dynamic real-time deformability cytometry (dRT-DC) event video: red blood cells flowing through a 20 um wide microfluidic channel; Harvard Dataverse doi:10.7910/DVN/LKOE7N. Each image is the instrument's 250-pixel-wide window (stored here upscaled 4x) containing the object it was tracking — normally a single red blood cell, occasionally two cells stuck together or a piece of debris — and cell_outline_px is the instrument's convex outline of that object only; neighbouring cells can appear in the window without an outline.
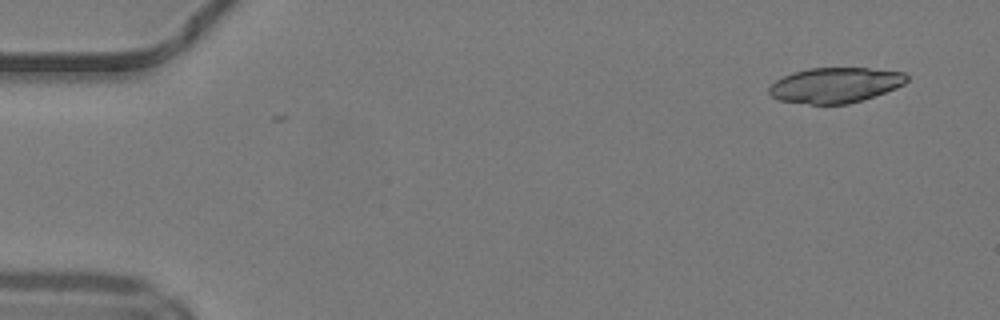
{"species": "common noctule bat (a hibernating species)", "species_latin": "Nyctalus noctula", "temperature_condition": "warm", "stored_images_in_passage": 4, "camera_frame_rate_fps": 3000, "um_per_image_px": 0.085, "animal": {"sex": "male", "body_mass_g": 19.2, "forearm_length_mm": 51.8}, "frame": {"image": 1, "passage_image": 4, "time_ms": 1.0, "image_size_px": [1000, 320], "cell_outline_px": [[908, 80], [904, 84], [896, 88], [848, 104], [808, 104], [776, 100], [768, 92], [768, 88], [776, 80], [792, 72], [808, 68], [868, 68], [904, 72], [908, 76]], "centroid_in_image_um": [70.97, 7.23], "position_along_channel_um": 14.0, "area_um2": 28.26}}